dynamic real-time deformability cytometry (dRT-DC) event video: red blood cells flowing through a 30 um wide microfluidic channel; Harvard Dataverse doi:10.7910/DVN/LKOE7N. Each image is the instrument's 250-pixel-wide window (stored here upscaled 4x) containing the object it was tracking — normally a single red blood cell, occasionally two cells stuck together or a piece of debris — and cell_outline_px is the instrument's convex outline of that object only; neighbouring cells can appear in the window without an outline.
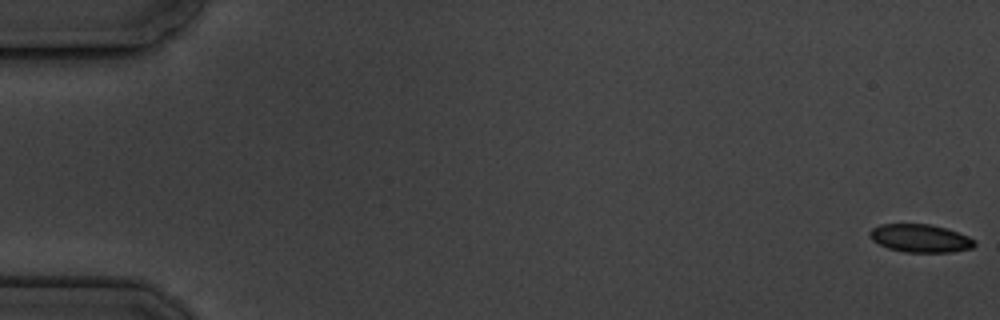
{"species": "common noctule bat (a hibernating species)", "species_latin": "Nyctalus noctula", "temperature_condition": "cold", "stored_images_in_passage": 5, "camera_frame_rate_fps": 3000, "um_per_image_px": 0.085, "animal": {"sex": "male", "body_mass_g": 19.5, "forearm_length_mm": 54.6}, "frame": {"image": 1, "passage_image": 1, "time_ms": 0.0, "image_size_px": [1000, 320], "cell_outline_px": [[976, 244], [972, 248], [952, 252], [904, 252], [888, 248], [872, 240], [868, 232], [872, 228], [880, 224], [928, 224], [944, 228], [968, 236], [976, 240]], "centroid_in_image_um": [78.22, 20.26], "position_along_channel_um": 6.8, "area_um2": 17.05}}
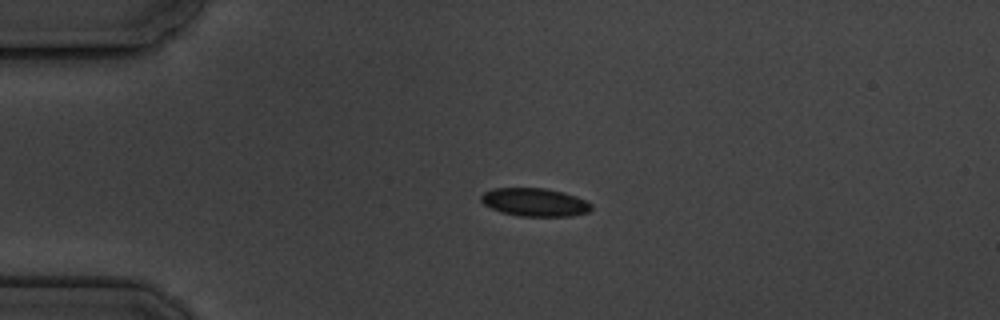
{"frame": {"image": 2, "passage_image": 5, "time_ms": 4.333, "image_size_px": [1000, 320], "cell_outline_px": [[592, 208], [588, 212], [572, 216], [520, 216], [500, 212], [484, 204], [480, 200], [480, 196], [484, 192], [492, 188], [544, 188], [564, 192], [576, 196], [592, 204]], "centroid_in_image_um": [45.44, 17.19], "position_along_channel_um": 39.6, "area_um2": 18.15}}